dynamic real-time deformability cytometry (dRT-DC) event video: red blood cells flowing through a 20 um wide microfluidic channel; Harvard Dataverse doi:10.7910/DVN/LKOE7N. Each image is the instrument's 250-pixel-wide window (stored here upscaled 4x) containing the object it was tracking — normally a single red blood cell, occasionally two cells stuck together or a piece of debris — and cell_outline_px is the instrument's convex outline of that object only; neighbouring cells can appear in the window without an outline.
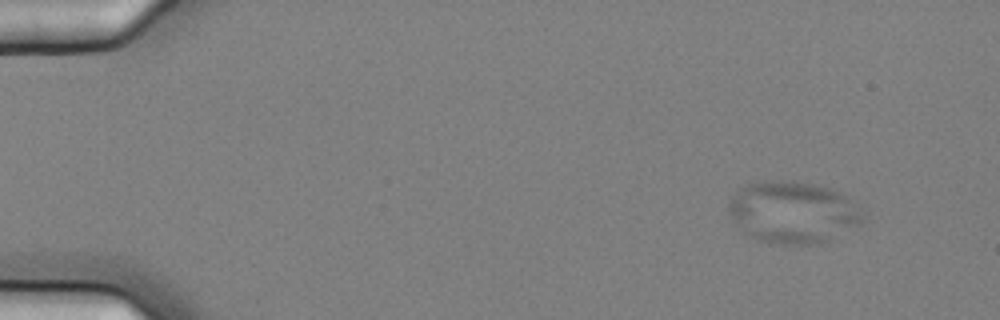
{"species": "common noctule bat (a hibernating species)", "species_latin": "Nyctalus noctula", "temperature_condition": "cold", "stored_images_in_passage": 9, "camera_frame_rate_fps": 3000, "um_per_image_px": 0.085, "animal": {"sex": "female", "body_mass_g": 25.1}, "frame": {"image": 1, "passage_image": 2, "time_ms": 0.333, "image_size_px": [1000, 320], "cell_outline_px": [[860, 224], [820, 244], [780, 244], [756, 240], [744, 232], [732, 220], [728, 212], [728, 204], [732, 196], [740, 188], [748, 184], [776, 180], [792, 180], [816, 184], [832, 188], [840, 192], [848, 200], [860, 216]], "centroid_in_image_um": [67.3, 18.04], "position_along_channel_um": 17.7, "area_um2": 47.74}}
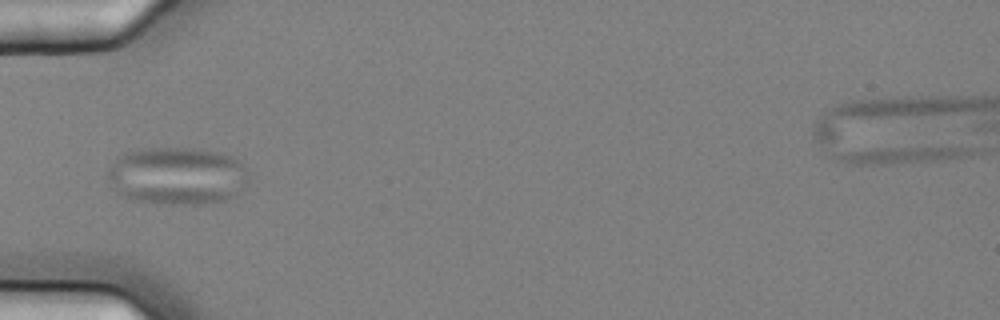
{"frame": {"image": 2, "passage_image": 6, "time_ms": 1.667, "image_size_px": [1000, 320], "cell_outline_px": [[248, 184], [240, 192], [224, 200], [204, 204], [156, 204], [136, 200], [124, 196], [116, 192], [108, 180], [108, 172], [116, 156], [124, 152], [144, 148], [192, 148], [224, 152], [232, 156], [248, 172]], "centroid_in_image_um": [15.06, 14.94], "position_along_channel_um": 69.9, "area_um2": 47.86}}
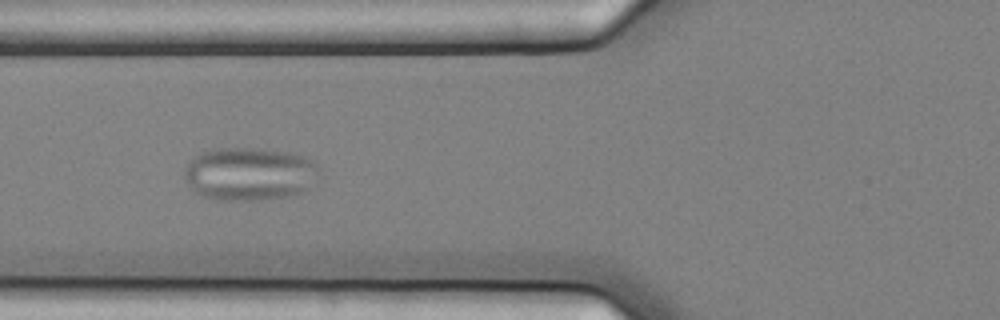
{"frame": {"image": 3, "passage_image": 7, "time_ms": 2.0, "image_size_px": [1000, 320], "cell_outline_px": [[320, 172], [300, 192], [288, 196], [260, 200], [216, 200], [204, 196], [196, 192], [192, 188], [184, 176], [184, 168], [204, 148], [260, 148], [288, 152], [304, 156], [312, 160], [320, 168]], "centroid_in_image_um": [21.17, 14.76], "position_along_channel_um": 104.6, "area_um2": 41.67}}